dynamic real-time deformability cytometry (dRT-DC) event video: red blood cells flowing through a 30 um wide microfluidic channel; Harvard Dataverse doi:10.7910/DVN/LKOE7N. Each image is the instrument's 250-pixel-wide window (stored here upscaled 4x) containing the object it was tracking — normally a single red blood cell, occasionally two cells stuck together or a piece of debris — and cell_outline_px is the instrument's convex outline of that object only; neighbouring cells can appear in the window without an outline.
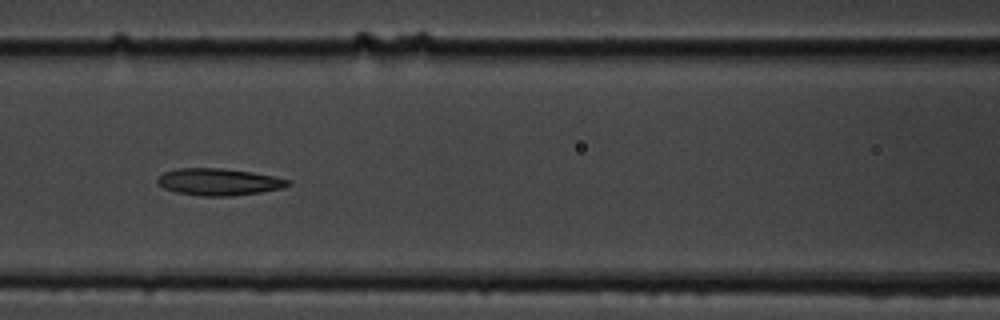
{"species": "common noctule bat (a hibernating species)", "species_latin": "Nyctalus noctula", "temperature_condition": "cold", "stored_images_in_passage": 5, "camera_frame_rate_fps": 3000, "um_per_image_px": 0.085, "animal": {"sex": "male", "body_mass_g": 19.5, "forearm_length_mm": 54.6}, "frame": {"image": 1, "passage_image": 3, "time_ms": 2.333, "image_size_px": [1000, 320], "cell_outline_px": [[292, 184], [284, 188], [260, 192], [232, 196], [200, 196], [176, 192], [164, 188], [156, 184], [156, 180], [164, 172], [176, 168], [220, 168], [252, 172], [292, 180]], "centroid_in_image_um": [18.6, 15.46], "position_along_channel_um": 148.0, "area_um2": 20.63}}
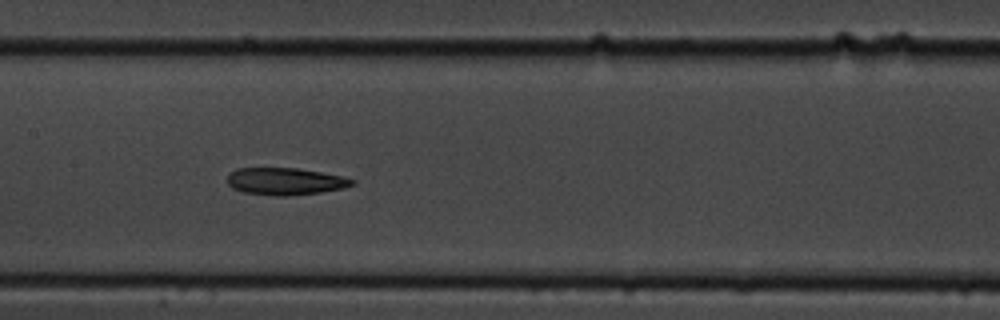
{"frame": {"image": 2, "passage_image": 4, "time_ms": 3.333, "image_size_px": [1000, 320], "cell_outline_px": [[356, 184], [344, 188], [320, 192], [288, 196], [276, 196], [244, 192], [232, 188], [228, 184], [228, 176], [236, 168], [296, 168], [344, 176], [356, 180]], "centroid_in_image_um": [24.29, 15.41], "position_along_channel_um": 183.1, "area_um2": 19.77}}
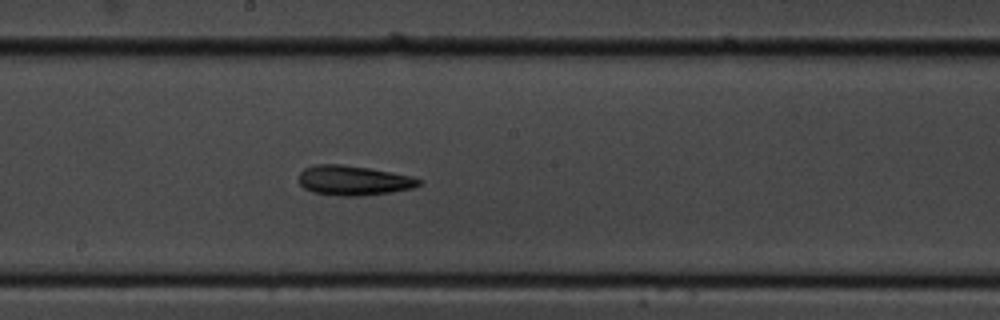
{"frame": {"image": 3, "passage_image": 5, "time_ms": 4.333, "image_size_px": [1000, 320], "cell_outline_px": [[424, 180], [420, 184], [412, 188], [392, 192], [364, 196], [344, 196], [312, 192], [304, 188], [300, 184], [300, 172], [304, 168], [316, 164], [340, 164], [368, 168], [392, 172], [412, 176]], "centroid_in_image_um": [30.07, 15.34], "position_along_channel_um": 218.1, "area_um2": 20.87}}